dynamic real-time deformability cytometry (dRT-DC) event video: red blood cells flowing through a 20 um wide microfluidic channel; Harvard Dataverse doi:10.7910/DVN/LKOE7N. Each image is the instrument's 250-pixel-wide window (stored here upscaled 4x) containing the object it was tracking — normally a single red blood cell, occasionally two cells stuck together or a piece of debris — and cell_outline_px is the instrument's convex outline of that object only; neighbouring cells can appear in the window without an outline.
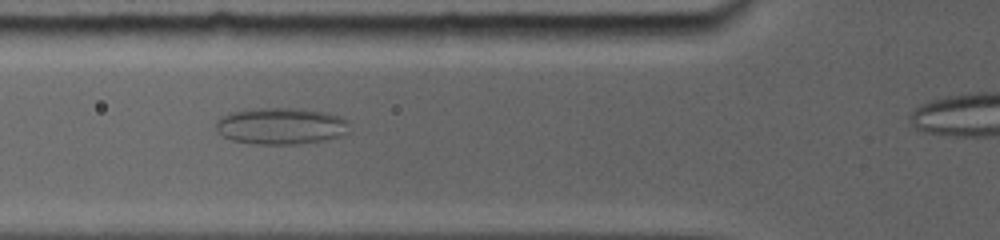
{"species": "common noctule bat (a hibernating species)", "species_latin": "Nyctalus noctula", "temperature_condition": "room temperature", "stored_images_in_passage": 10, "camera_frame_rate_fps": 5000, "um_per_image_px": 0.085, "animal": {"sex": "female", "body_mass_g": 19.0, "forearm_length_mm": 56.7}, "frame": {"image": 1, "passage_image": 6, "time_ms": 3.6, "image_size_px": [1000, 240], "cell_outline_px": [[344, 120], [336, 136], [320, 140], [292, 144], [264, 144], [232, 140], [224, 136], [216, 128], [216, 120], [232, 112], [260, 108], [300, 108], [324, 112], [340, 116]], "centroid_in_image_um": [23.73, 10.69], "position_along_channel_um": 102.1, "area_um2": 27.11}}
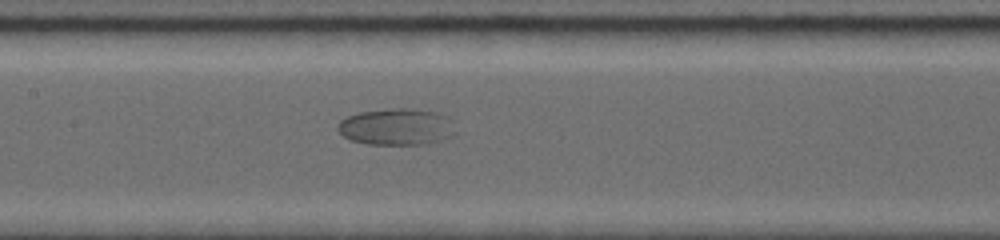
{"frame": {"image": 2, "passage_image": 9, "time_ms": 5.6, "image_size_px": [1000, 240], "cell_outline_px": [[444, 116], [428, 140], [416, 144], [372, 144], [352, 140], [344, 136], [340, 132], [340, 120], [348, 116], [360, 112], [384, 108], [404, 108], [432, 112]], "centroid_in_image_um": [33.2, 10.72], "position_along_channel_um": 174.2, "area_um2": 21.73}}